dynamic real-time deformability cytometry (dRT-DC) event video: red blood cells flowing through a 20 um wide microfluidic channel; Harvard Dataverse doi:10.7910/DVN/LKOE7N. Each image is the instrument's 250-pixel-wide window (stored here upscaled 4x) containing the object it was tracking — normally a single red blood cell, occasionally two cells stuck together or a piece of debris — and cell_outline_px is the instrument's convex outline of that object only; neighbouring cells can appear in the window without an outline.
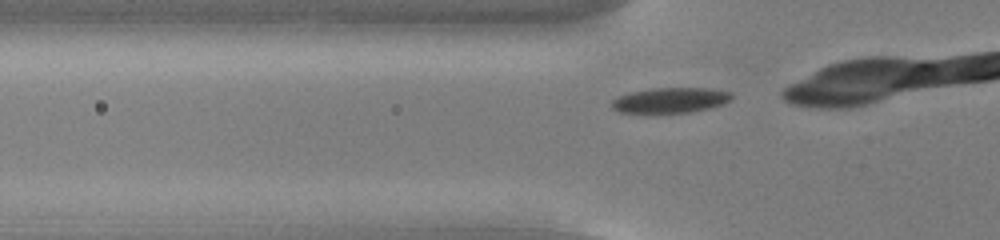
{"species": "common noctule bat (a hibernating species)", "species_latin": "Nyctalus noctula", "temperature_condition": "cold", "stored_images_in_passage": 8, "camera_frame_rate_fps": 3000, "um_per_image_px": 0.085, "animal": {"sex": "male", "body_mass_g": 13.0, "forearm_length_mm": 53.1}, "frame": {"image": 1, "passage_image": 2, "time_ms": 0.333, "image_size_px": [1000, 240], "cell_outline_px": [[732, 96], [728, 100], [720, 104], [708, 108], [692, 112], [656, 116], [644, 116], [620, 112], [612, 108], [612, 100], [628, 92], [652, 88], [708, 88], [732, 92]], "centroid_in_image_um": [56.87, 8.58], "position_along_channel_um": 68.9, "area_um2": 18.55}}
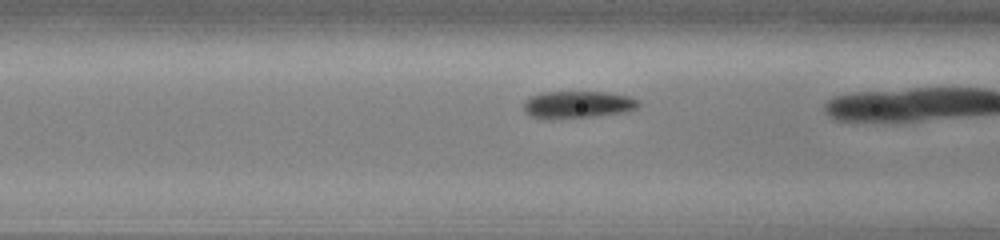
{"frame": {"image": 2, "passage_image": 6, "time_ms": 1.667, "image_size_px": [1000, 240], "cell_outline_px": [[640, 104], [636, 108], [624, 112], [596, 116], [548, 120], [532, 116], [524, 108], [524, 100], [540, 92], [604, 92], [632, 96], [640, 100]], "centroid_in_image_um": [49.13, 8.89], "position_along_channel_um": 117.5, "area_um2": 18.38}}